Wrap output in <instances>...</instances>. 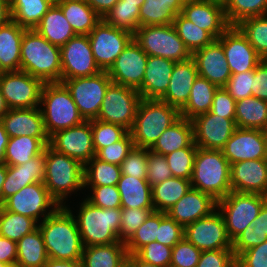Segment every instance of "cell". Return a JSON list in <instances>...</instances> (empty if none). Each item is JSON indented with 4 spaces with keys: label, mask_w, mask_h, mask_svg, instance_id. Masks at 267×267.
Here are the masks:
<instances>
[{
    "label": "cell",
    "mask_w": 267,
    "mask_h": 267,
    "mask_svg": "<svg viewBox=\"0 0 267 267\" xmlns=\"http://www.w3.org/2000/svg\"><path fill=\"white\" fill-rule=\"evenodd\" d=\"M0 267H10V266L0 261Z\"/></svg>",
    "instance_id": "deb4b68c"
},
{
    "label": "cell",
    "mask_w": 267,
    "mask_h": 267,
    "mask_svg": "<svg viewBox=\"0 0 267 267\" xmlns=\"http://www.w3.org/2000/svg\"><path fill=\"white\" fill-rule=\"evenodd\" d=\"M147 153V148H137L134 146L120 165L121 173L131 177L146 179Z\"/></svg>",
    "instance_id": "9f6ffc18"
},
{
    "label": "cell",
    "mask_w": 267,
    "mask_h": 267,
    "mask_svg": "<svg viewBox=\"0 0 267 267\" xmlns=\"http://www.w3.org/2000/svg\"><path fill=\"white\" fill-rule=\"evenodd\" d=\"M133 39L148 56L162 57L174 62L186 61L192 57L173 24L140 26Z\"/></svg>",
    "instance_id": "ba28073f"
},
{
    "label": "cell",
    "mask_w": 267,
    "mask_h": 267,
    "mask_svg": "<svg viewBox=\"0 0 267 267\" xmlns=\"http://www.w3.org/2000/svg\"><path fill=\"white\" fill-rule=\"evenodd\" d=\"M21 70L43 83H61L60 47L34 29H26L21 41Z\"/></svg>",
    "instance_id": "7a4b0ae2"
},
{
    "label": "cell",
    "mask_w": 267,
    "mask_h": 267,
    "mask_svg": "<svg viewBox=\"0 0 267 267\" xmlns=\"http://www.w3.org/2000/svg\"><path fill=\"white\" fill-rule=\"evenodd\" d=\"M44 240L39 227L17 242L15 267H43L48 260Z\"/></svg>",
    "instance_id": "8d00e7d4"
},
{
    "label": "cell",
    "mask_w": 267,
    "mask_h": 267,
    "mask_svg": "<svg viewBox=\"0 0 267 267\" xmlns=\"http://www.w3.org/2000/svg\"><path fill=\"white\" fill-rule=\"evenodd\" d=\"M49 146L85 165L96 154L91 120H84L81 124L55 132L49 137Z\"/></svg>",
    "instance_id": "e0dca14e"
},
{
    "label": "cell",
    "mask_w": 267,
    "mask_h": 267,
    "mask_svg": "<svg viewBox=\"0 0 267 267\" xmlns=\"http://www.w3.org/2000/svg\"><path fill=\"white\" fill-rule=\"evenodd\" d=\"M43 267H83L81 261H66L49 258Z\"/></svg>",
    "instance_id": "753ad0ef"
},
{
    "label": "cell",
    "mask_w": 267,
    "mask_h": 267,
    "mask_svg": "<svg viewBox=\"0 0 267 267\" xmlns=\"http://www.w3.org/2000/svg\"><path fill=\"white\" fill-rule=\"evenodd\" d=\"M267 240V200H265L259 215L232 242L235 258L242 252L257 246Z\"/></svg>",
    "instance_id": "7bdbcfd3"
},
{
    "label": "cell",
    "mask_w": 267,
    "mask_h": 267,
    "mask_svg": "<svg viewBox=\"0 0 267 267\" xmlns=\"http://www.w3.org/2000/svg\"><path fill=\"white\" fill-rule=\"evenodd\" d=\"M229 164L267 159L266 131L237 127L222 149Z\"/></svg>",
    "instance_id": "44dd1931"
},
{
    "label": "cell",
    "mask_w": 267,
    "mask_h": 267,
    "mask_svg": "<svg viewBox=\"0 0 267 267\" xmlns=\"http://www.w3.org/2000/svg\"><path fill=\"white\" fill-rule=\"evenodd\" d=\"M117 188L121 196V208H154L152 187L146 179L122 174Z\"/></svg>",
    "instance_id": "836d02e7"
},
{
    "label": "cell",
    "mask_w": 267,
    "mask_h": 267,
    "mask_svg": "<svg viewBox=\"0 0 267 267\" xmlns=\"http://www.w3.org/2000/svg\"><path fill=\"white\" fill-rule=\"evenodd\" d=\"M2 207L5 210L28 216L38 222L40 216H43L44 220L53 214L60 205L48 192L44 182H36L23 187L20 191L8 197Z\"/></svg>",
    "instance_id": "5bb4252c"
},
{
    "label": "cell",
    "mask_w": 267,
    "mask_h": 267,
    "mask_svg": "<svg viewBox=\"0 0 267 267\" xmlns=\"http://www.w3.org/2000/svg\"><path fill=\"white\" fill-rule=\"evenodd\" d=\"M190 180L171 177L152 186V202L157 212H167L191 188Z\"/></svg>",
    "instance_id": "60d3db41"
},
{
    "label": "cell",
    "mask_w": 267,
    "mask_h": 267,
    "mask_svg": "<svg viewBox=\"0 0 267 267\" xmlns=\"http://www.w3.org/2000/svg\"><path fill=\"white\" fill-rule=\"evenodd\" d=\"M184 238L201 251L232 249L223 215L218 209L185 226Z\"/></svg>",
    "instance_id": "9a60e30c"
},
{
    "label": "cell",
    "mask_w": 267,
    "mask_h": 267,
    "mask_svg": "<svg viewBox=\"0 0 267 267\" xmlns=\"http://www.w3.org/2000/svg\"><path fill=\"white\" fill-rule=\"evenodd\" d=\"M119 0H87L88 5L103 18Z\"/></svg>",
    "instance_id": "2644e50d"
},
{
    "label": "cell",
    "mask_w": 267,
    "mask_h": 267,
    "mask_svg": "<svg viewBox=\"0 0 267 267\" xmlns=\"http://www.w3.org/2000/svg\"><path fill=\"white\" fill-rule=\"evenodd\" d=\"M180 118V111L159 99H142L129 131L137 148L150 149L161 134Z\"/></svg>",
    "instance_id": "277c9868"
},
{
    "label": "cell",
    "mask_w": 267,
    "mask_h": 267,
    "mask_svg": "<svg viewBox=\"0 0 267 267\" xmlns=\"http://www.w3.org/2000/svg\"><path fill=\"white\" fill-rule=\"evenodd\" d=\"M201 250L183 238L172 247L170 267H196Z\"/></svg>",
    "instance_id": "680465c9"
},
{
    "label": "cell",
    "mask_w": 267,
    "mask_h": 267,
    "mask_svg": "<svg viewBox=\"0 0 267 267\" xmlns=\"http://www.w3.org/2000/svg\"><path fill=\"white\" fill-rule=\"evenodd\" d=\"M266 196L257 193L229 192L217 201L223 215L227 234L233 242L259 215Z\"/></svg>",
    "instance_id": "9c48e42d"
},
{
    "label": "cell",
    "mask_w": 267,
    "mask_h": 267,
    "mask_svg": "<svg viewBox=\"0 0 267 267\" xmlns=\"http://www.w3.org/2000/svg\"><path fill=\"white\" fill-rule=\"evenodd\" d=\"M230 26L238 25L249 17L267 15V0H222Z\"/></svg>",
    "instance_id": "bcb514c9"
},
{
    "label": "cell",
    "mask_w": 267,
    "mask_h": 267,
    "mask_svg": "<svg viewBox=\"0 0 267 267\" xmlns=\"http://www.w3.org/2000/svg\"><path fill=\"white\" fill-rule=\"evenodd\" d=\"M197 148V145L193 142L188 147L178 149L165 155L173 177L187 180L191 179Z\"/></svg>",
    "instance_id": "f907efd6"
},
{
    "label": "cell",
    "mask_w": 267,
    "mask_h": 267,
    "mask_svg": "<svg viewBox=\"0 0 267 267\" xmlns=\"http://www.w3.org/2000/svg\"><path fill=\"white\" fill-rule=\"evenodd\" d=\"M171 177H173V175L168 166L166 157L148 149L146 180L150 186L152 187L158 183L164 182Z\"/></svg>",
    "instance_id": "94428289"
},
{
    "label": "cell",
    "mask_w": 267,
    "mask_h": 267,
    "mask_svg": "<svg viewBox=\"0 0 267 267\" xmlns=\"http://www.w3.org/2000/svg\"><path fill=\"white\" fill-rule=\"evenodd\" d=\"M236 258L232 249L202 251L196 267H235Z\"/></svg>",
    "instance_id": "e7e4bbea"
},
{
    "label": "cell",
    "mask_w": 267,
    "mask_h": 267,
    "mask_svg": "<svg viewBox=\"0 0 267 267\" xmlns=\"http://www.w3.org/2000/svg\"><path fill=\"white\" fill-rule=\"evenodd\" d=\"M237 267H267V240L242 252L236 258Z\"/></svg>",
    "instance_id": "03108f58"
},
{
    "label": "cell",
    "mask_w": 267,
    "mask_h": 267,
    "mask_svg": "<svg viewBox=\"0 0 267 267\" xmlns=\"http://www.w3.org/2000/svg\"><path fill=\"white\" fill-rule=\"evenodd\" d=\"M61 82L66 79L93 76L101 72L92 53L88 35H75L60 47Z\"/></svg>",
    "instance_id": "2e32d148"
},
{
    "label": "cell",
    "mask_w": 267,
    "mask_h": 267,
    "mask_svg": "<svg viewBox=\"0 0 267 267\" xmlns=\"http://www.w3.org/2000/svg\"><path fill=\"white\" fill-rule=\"evenodd\" d=\"M255 69L239 74H232L223 88L234 98L235 101L252 96Z\"/></svg>",
    "instance_id": "6125c7cd"
},
{
    "label": "cell",
    "mask_w": 267,
    "mask_h": 267,
    "mask_svg": "<svg viewBox=\"0 0 267 267\" xmlns=\"http://www.w3.org/2000/svg\"><path fill=\"white\" fill-rule=\"evenodd\" d=\"M141 100L142 97L137 89L111 83L105 92L96 119L123 126L130 131Z\"/></svg>",
    "instance_id": "8fae6325"
},
{
    "label": "cell",
    "mask_w": 267,
    "mask_h": 267,
    "mask_svg": "<svg viewBox=\"0 0 267 267\" xmlns=\"http://www.w3.org/2000/svg\"><path fill=\"white\" fill-rule=\"evenodd\" d=\"M48 258L81 261L83 244L77 221L67 206H60L38 224Z\"/></svg>",
    "instance_id": "6da1fadb"
},
{
    "label": "cell",
    "mask_w": 267,
    "mask_h": 267,
    "mask_svg": "<svg viewBox=\"0 0 267 267\" xmlns=\"http://www.w3.org/2000/svg\"><path fill=\"white\" fill-rule=\"evenodd\" d=\"M127 257L126 245L119 241L84 247L81 263L83 267H124Z\"/></svg>",
    "instance_id": "4dcf8cb0"
},
{
    "label": "cell",
    "mask_w": 267,
    "mask_h": 267,
    "mask_svg": "<svg viewBox=\"0 0 267 267\" xmlns=\"http://www.w3.org/2000/svg\"><path fill=\"white\" fill-rule=\"evenodd\" d=\"M9 137H49L45 131L40 107L9 109L0 120Z\"/></svg>",
    "instance_id": "f1b7e54d"
},
{
    "label": "cell",
    "mask_w": 267,
    "mask_h": 267,
    "mask_svg": "<svg viewBox=\"0 0 267 267\" xmlns=\"http://www.w3.org/2000/svg\"><path fill=\"white\" fill-rule=\"evenodd\" d=\"M198 77L195 60L175 62L172 76L165 95L160 99L179 111L186 105L194 80Z\"/></svg>",
    "instance_id": "4316f807"
},
{
    "label": "cell",
    "mask_w": 267,
    "mask_h": 267,
    "mask_svg": "<svg viewBox=\"0 0 267 267\" xmlns=\"http://www.w3.org/2000/svg\"><path fill=\"white\" fill-rule=\"evenodd\" d=\"M194 143L198 148L222 150L237 126L235 119L224 118L210 111L191 120Z\"/></svg>",
    "instance_id": "ac0fdd59"
},
{
    "label": "cell",
    "mask_w": 267,
    "mask_h": 267,
    "mask_svg": "<svg viewBox=\"0 0 267 267\" xmlns=\"http://www.w3.org/2000/svg\"><path fill=\"white\" fill-rule=\"evenodd\" d=\"M133 147V140L130 132H128L121 140L99 149L95 157L104 162L120 166Z\"/></svg>",
    "instance_id": "11a10c76"
},
{
    "label": "cell",
    "mask_w": 267,
    "mask_h": 267,
    "mask_svg": "<svg viewBox=\"0 0 267 267\" xmlns=\"http://www.w3.org/2000/svg\"><path fill=\"white\" fill-rule=\"evenodd\" d=\"M46 166V148L40 155L30 161L15 166H7V174L3 183V203L23 187L36 182H43Z\"/></svg>",
    "instance_id": "484cf974"
},
{
    "label": "cell",
    "mask_w": 267,
    "mask_h": 267,
    "mask_svg": "<svg viewBox=\"0 0 267 267\" xmlns=\"http://www.w3.org/2000/svg\"><path fill=\"white\" fill-rule=\"evenodd\" d=\"M8 110H9V108H8L6 101L4 99V96L2 95L1 90H0V120Z\"/></svg>",
    "instance_id": "b9fcfbb0"
},
{
    "label": "cell",
    "mask_w": 267,
    "mask_h": 267,
    "mask_svg": "<svg viewBox=\"0 0 267 267\" xmlns=\"http://www.w3.org/2000/svg\"><path fill=\"white\" fill-rule=\"evenodd\" d=\"M75 219L84 247L120 241L121 208L103 209L85 199Z\"/></svg>",
    "instance_id": "5b68a950"
},
{
    "label": "cell",
    "mask_w": 267,
    "mask_h": 267,
    "mask_svg": "<svg viewBox=\"0 0 267 267\" xmlns=\"http://www.w3.org/2000/svg\"><path fill=\"white\" fill-rule=\"evenodd\" d=\"M175 62L157 56H148L142 86L138 89L142 99H161L169 86Z\"/></svg>",
    "instance_id": "83f0119b"
},
{
    "label": "cell",
    "mask_w": 267,
    "mask_h": 267,
    "mask_svg": "<svg viewBox=\"0 0 267 267\" xmlns=\"http://www.w3.org/2000/svg\"><path fill=\"white\" fill-rule=\"evenodd\" d=\"M90 189L93 194L86 199L93 205L103 209L121 208V196L117 185L90 186Z\"/></svg>",
    "instance_id": "be15d7a7"
},
{
    "label": "cell",
    "mask_w": 267,
    "mask_h": 267,
    "mask_svg": "<svg viewBox=\"0 0 267 267\" xmlns=\"http://www.w3.org/2000/svg\"><path fill=\"white\" fill-rule=\"evenodd\" d=\"M48 42L58 47L65 45L76 34L61 8L54 3L35 29Z\"/></svg>",
    "instance_id": "1f68e13d"
},
{
    "label": "cell",
    "mask_w": 267,
    "mask_h": 267,
    "mask_svg": "<svg viewBox=\"0 0 267 267\" xmlns=\"http://www.w3.org/2000/svg\"><path fill=\"white\" fill-rule=\"evenodd\" d=\"M217 208V200L198 189L190 190L167 212L172 219L183 227L210 215Z\"/></svg>",
    "instance_id": "d4e9b609"
},
{
    "label": "cell",
    "mask_w": 267,
    "mask_h": 267,
    "mask_svg": "<svg viewBox=\"0 0 267 267\" xmlns=\"http://www.w3.org/2000/svg\"><path fill=\"white\" fill-rule=\"evenodd\" d=\"M184 238V227L178 224L165 212H160V224L156 241L168 247H173Z\"/></svg>",
    "instance_id": "91938a15"
},
{
    "label": "cell",
    "mask_w": 267,
    "mask_h": 267,
    "mask_svg": "<svg viewBox=\"0 0 267 267\" xmlns=\"http://www.w3.org/2000/svg\"><path fill=\"white\" fill-rule=\"evenodd\" d=\"M127 265L129 267H159L140 260L135 254H128Z\"/></svg>",
    "instance_id": "11e5206c"
},
{
    "label": "cell",
    "mask_w": 267,
    "mask_h": 267,
    "mask_svg": "<svg viewBox=\"0 0 267 267\" xmlns=\"http://www.w3.org/2000/svg\"><path fill=\"white\" fill-rule=\"evenodd\" d=\"M190 182L217 201L231 192L230 164L223 151L197 148Z\"/></svg>",
    "instance_id": "3957f363"
},
{
    "label": "cell",
    "mask_w": 267,
    "mask_h": 267,
    "mask_svg": "<svg viewBox=\"0 0 267 267\" xmlns=\"http://www.w3.org/2000/svg\"><path fill=\"white\" fill-rule=\"evenodd\" d=\"M173 26L191 54L216 40L209 32L193 24L181 13L175 17Z\"/></svg>",
    "instance_id": "f6af8a7d"
},
{
    "label": "cell",
    "mask_w": 267,
    "mask_h": 267,
    "mask_svg": "<svg viewBox=\"0 0 267 267\" xmlns=\"http://www.w3.org/2000/svg\"><path fill=\"white\" fill-rule=\"evenodd\" d=\"M43 85L22 70L0 73V90L9 109L40 107Z\"/></svg>",
    "instance_id": "7c38bea8"
},
{
    "label": "cell",
    "mask_w": 267,
    "mask_h": 267,
    "mask_svg": "<svg viewBox=\"0 0 267 267\" xmlns=\"http://www.w3.org/2000/svg\"><path fill=\"white\" fill-rule=\"evenodd\" d=\"M140 8L136 4L123 3L119 0L102 18L108 25L135 34L139 28Z\"/></svg>",
    "instance_id": "c3c4849f"
},
{
    "label": "cell",
    "mask_w": 267,
    "mask_h": 267,
    "mask_svg": "<svg viewBox=\"0 0 267 267\" xmlns=\"http://www.w3.org/2000/svg\"><path fill=\"white\" fill-rule=\"evenodd\" d=\"M252 96L267 102V60H262L255 68Z\"/></svg>",
    "instance_id": "a7ac6f4b"
},
{
    "label": "cell",
    "mask_w": 267,
    "mask_h": 267,
    "mask_svg": "<svg viewBox=\"0 0 267 267\" xmlns=\"http://www.w3.org/2000/svg\"><path fill=\"white\" fill-rule=\"evenodd\" d=\"M148 55L132 39L107 71L112 83L139 89L142 86Z\"/></svg>",
    "instance_id": "d6986e66"
},
{
    "label": "cell",
    "mask_w": 267,
    "mask_h": 267,
    "mask_svg": "<svg viewBox=\"0 0 267 267\" xmlns=\"http://www.w3.org/2000/svg\"><path fill=\"white\" fill-rule=\"evenodd\" d=\"M9 20H11L9 0H0V26L6 24Z\"/></svg>",
    "instance_id": "34e18365"
},
{
    "label": "cell",
    "mask_w": 267,
    "mask_h": 267,
    "mask_svg": "<svg viewBox=\"0 0 267 267\" xmlns=\"http://www.w3.org/2000/svg\"><path fill=\"white\" fill-rule=\"evenodd\" d=\"M49 145V137H11L6 146L5 164L21 165L44 152Z\"/></svg>",
    "instance_id": "d590c367"
},
{
    "label": "cell",
    "mask_w": 267,
    "mask_h": 267,
    "mask_svg": "<svg viewBox=\"0 0 267 267\" xmlns=\"http://www.w3.org/2000/svg\"><path fill=\"white\" fill-rule=\"evenodd\" d=\"M10 17L19 26L35 29L55 0H10Z\"/></svg>",
    "instance_id": "ab89813d"
},
{
    "label": "cell",
    "mask_w": 267,
    "mask_h": 267,
    "mask_svg": "<svg viewBox=\"0 0 267 267\" xmlns=\"http://www.w3.org/2000/svg\"><path fill=\"white\" fill-rule=\"evenodd\" d=\"M6 174H7V165L5 163L0 164V207H2V205H3L2 187H3V183L5 181V178H6Z\"/></svg>",
    "instance_id": "2a66077c"
},
{
    "label": "cell",
    "mask_w": 267,
    "mask_h": 267,
    "mask_svg": "<svg viewBox=\"0 0 267 267\" xmlns=\"http://www.w3.org/2000/svg\"><path fill=\"white\" fill-rule=\"evenodd\" d=\"M61 83L70 92L83 119L92 120L98 117L105 92L112 80L107 71H101L93 76L66 79Z\"/></svg>",
    "instance_id": "30bf717a"
},
{
    "label": "cell",
    "mask_w": 267,
    "mask_h": 267,
    "mask_svg": "<svg viewBox=\"0 0 267 267\" xmlns=\"http://www.w3.org/2000/svg\"><path fill=\"white\" fill-rule=\"evenodd\" d=\"M181 14L216 40L230 27L222 0H185Z\"/></svg>",
    "instance_id": "7402d4cb"
},
{
    "label": "cell",
    "mask_w": 267,
    "mask_h": 267,
    "mask_svg": "<svg viewBox=\"0 0 267 267\" xmlns=\"http://www.w3.org/2000/svg\"><path fill=\"white\" fill-rule=\"evenodd\" d=\"M38 227L37 222L25 215L0 207V235L18 242L23 236Z\"/></svg>",
    "instance_id": "7dc6e473"
},
{
    "label": "cell",
    "mask_w": 267,
    "mask_h": 267,
    "mask_svg": "<svg viewBox=\"0 0 267 267\" xmlns=\"http://www.w3.org/2000/svg\"><path fill=\"white\" fill-rule=\"evenodd\" d=\"M40 109L47 135L81 124L84 119L66 87L58 83H44L41 91Z\"/></svg>",
    "instance_id": "52a82bcc"
},
{
    "label": "cell",
    "mask_w": 267,
    "mask_h": 267,
    "mask_svg": "<svg viewBox=\"0 0 267 267\" xmlns=\"http://www.w3.org/2000/svg\"><path fill=\"white\" fill-rule=\"evenodd\" d=\"M185 0H145L140 7L139 27L169 25L183 9Z\"/></svg>",
    "instance_id": "e575fe53"
},
{
    "label": "cell",
    "mask_w": 267,
    "mask_h": 267,
    "mask_svg": "<svg viewBox=\"0 0 267 267\" xmlns=\"http://www.w3.org/2000/svg\"><path fill=\"white\" fill-rule=\"evenodd\" d=\"M84 188L86 186L117 185L122 173L120 166L104 162L95 156L84 165Z\"/></svg>",
    "instance_id": "ee69618b"
},
{
    "label": "cell",
    "mask_w": 267,
    "mask_h": 267,
    "mask_svg": "<svg viewBox=\"0 0 267 267\" xmlns=\"http://www.w3.org/2000/svg\"><path fill=\"white\" fill-rule=\"evenodd\" d=\"M160 224V212H152L136 233L125 244L128 254H136L143 246L156 241Z\"/></svg>",
    "instance_id": "f5cc1de1"
},
{
    "label": "cell",
    "mask_w": 267,
    "mask_h": 267,
    "mask_svg": "<svg viewBox=\"0 0 267 267\" xmlns=\"http://www.w3.org/2000/svg\"><path fill=\"white\" fill-rule=\"evenodd\" d=\"M63 2H87V0H55V3H63Z\"/></svg>",
    "instance_id": "979ff035"
},
{
    "label": "cell",
    "mask_w": 267,
    "mask_h": 267,
    "mask_svg": "<svg viewBox=\"0 0 267 267\" xmlns=\"http://www.w3.org/2000/svg\"><path fill=\"white\" fill-rule=\"evenodd\" d=\"M195 60L198 76L223 87L231 77L229 65L222 45L215 40L192 54Z\"/></svg>",
    "instance_id": "cb8c5ba5"
},
{
    "label": "cell",
    "mask_w": 267,
    "mask_h": 267,
    "mask_svg": "<svg viewBox=\"0 0 267 267\" xmlns=\"http://www.w3.org/2000/svg\"><path fill=\"white\" fill-rule=\"evenodd\" d=\"M84 165L76 159L59 153L46 146V166L44 185L51 196L65 206L68 194L84 188Z\"/></svg>",
    "instance_id": "8992f818"
},
{
    "label": "cell",
    "mask_w": 267,
    "mask_h": 267,
    "mask_svg": "<svg viewBox=\"0 0 267 267\" xmlns=\"http://www.w3.org/2000/svg\"><path fill=\"white\" fill-rule=\"evenodd\" d=\"M234 192L267 194V159L244 160L230 165Z\"/></svg>",
    "instance_id": "603a6c76"
},
{
    "label": "cell",
    "mask_w": 267,
    "mask_h": 267,
    "mask_svg": "<svg viewBox=\"0 0 267 267\" xmlns=\"http://www.w3.org/2000/svg\"><path fill=\"white\" fill-rule=\"evenodd\" d=\"M25 30L13 20L0 26V73L21 70V41Z\"/></svg>",
    "instance_id": "f546056e"
},
{
    "label": "cell",
    "mask_w": 267,
    "mask_h": 267,
    "mask_svg": "<svg viewBox=\"0 0 267 267\" xmlns=\"http://www.w3.org/2000/svg\"><path fill=\"white\" fill-rule=\"evenodd\" d=\"M154 211V208H121L119 240L126 244Z\"/></svg>",
    "instance_id": "db71d44e"
},
{
    "label": "cell",
    "mask_w": 267,
    "mask_h": 267,
    "mask_svg": "<svg viewBox=\"0 0 267 267\" xmlns=\"http://www.w3.org/2000/svg\"><path fill=\"white\" fill-rule=\"evenodd\" d=\"M236 101L223 88H218L213 97L210 112L224 118L235 119Z\"/></svg>",
    "instance_id": "003e7915"
},
{
    "label": "cell",
    "mask_w": 267,
    "mask_h": 267,
    "mask_svg": "<svg viewBox=\"0 0 267 267\" xmlns=\"http://www.w3.org/2000/svg\"><path fill=\"white\" fill-rule=\"evenodd\" d=\"M145 0H123V3L136 4L137 7H141Z\"/></svg>",
    "instance_id": "09005b40"
},
{
    "label": "cell",
    "mask_w": 267,
    "mask_h": 267,
    "mask_svg": "<svg viewBox=\"0 0 267 267\" xmlns=\"http://www.w3.org/2000/svg\"><path fill=\"white\" fill-rule=\"evenodd\" d=\"M217 41L224 49L232 74L253 70L263 60L237 26H230Z\"/></svg>",
    "instance_id": "ffe728a7"
},
{
    "label": "cell",
    "mask_w": 267,
    "mask_h": 267,
    "mask_svg": "<svg viewBox=\"0 0 267 267\" xmlns=\"http://www.w3.org/2000/svg\"><path fill=\"white\" fill-rule=\"evenodd\" d=\"M91 129L95 152L121 140L129 132L123 126L103 122L98 119L91 120Z\"/></svg>",
    "instance_id": "816d5d0a"
},
{
    "label": "cell",
    "mask_w": 267,
    "mask_h": 267,
    "mask_svg": "<svg viewBox=\"0 0 267 267\" xmlns=\"http://www.w3.org/2000/svg\"><path fill=\"white\" fill-rule=\"evenodd\" d=\"M9 139L10 137L6 132L4 125L0 121V164L5 163V151Z\"/></svg>",
    "instance_id": "8c879c8a"
},
{
    "label": "cell",
    "mask_w": 267,
    "mask_h": 267,
    "mask_svg": "<svg viewBox=\"0 0 267 267\" xmlns=\"http://www.w3.org/2000/svg\"><path fill=\"white\" fill-rule=\"evenodd\" d=\"M235 123L239 128L267 131V102L255 96L236 101Z\"/></svg>",
    "instance_id": "74e56055"
},
{
    "label": "cell",
    "mask_w": 267,
    "mask_h": 267,
    "mask_svg": "<svg viewBox=\"0 0 267 267\" xmlns=\"http://www.w3.org/2000/svg\"><path fill=\"white\" fill-rule=\"evenodd\" d=\"M236 26L247 37L257 54L267 60V15L245 18Z\"/></svg>",
    "instance_id": "681fc988"
},
{
    "label": "cell",
    "mask_w": 267,
    "mask_h": 267,
    "mask_svg": "<svg viewBox=\"0 0 267 267\" xmlns=\"http://www.w3.org/2000/svg\"><path fill=\"white\" fill-rule=\"evenodd\" d=\"M88 38L98 67L108 71L133 39V34L101 20L88 34Z\"/></svg>",
    "instance_id": "4fadbf2b"
},
{
    "label": "cell",
    "mask_w": 267,
    "mask_h": 267,
    "mask_svg": "<svg viewBox=\"0 0 267 267\" xmlns=\"http://www.w3.org/2000/svg\"><path fill=\"white\" fill-rule=\"evenodd\" d=\"M140 260L159 267H170L172 247L153 241L143 246L136 254Z\"/></svg>",
    "instance_id": "6f0895ef"
},
{
    "label": "cell",
    "mask_w": 267,
    "mask_h": 267,
    "mask_svg": "<svg viewBox=\"0 0 267 267\" xmlns=\"http://www.w3.org/2000/svg\"><path fill=\"white\" fill-rule=\"evenodd\" d=\"M218 88L214 83L198 76L194 80L188 102L180 110V117L192 120L200 114L209 112Z\"/></svg>",
    "instance_id": "f35d334b"
},
{
    "label": "cell",
    "mask_w": 267,
    "mask_h": 267,
    "mask_svg": "<svg viewBox=\"0 0 267 267\" xmlns=\"http://www.w3.org/2000/svg\"><path fill=\"white\" fill-rule=\"evenodd\" d=\"M194 142L191 120L180 117L169 128L164 130L154 145L149 149L160 155H167L190 146Z\"/></svg>",
    "instance_id": "d6a6232c"
},
{
    "label": "cell",
    "mask_w": 267,
    "mask_h": 267,
    "mask_svg": "<svg viewBox=\"0 0 267 267\" xmlns=\"http://www.w3.org/2000/svg\"><path fill=\"white\" fill-rule=\"evenodd\" d=\"M17 242L0 235V261L10 267L16 266Z\"/></svg>",
    "instance_id": "89a4df30"
},
{
    "label": "cell",
    "mask_w": 267,
    "mask_h": 267,
    "mask_svg": "<svg viewBox=\"0 0 267 267\" xmlns=\"http://www.w3.org/2000/svg\"><path fill=\"white\" fill-rule=\"evenodd\" d=\"M76 35H88L102 18L87 2L56 3Z\"/></svg>",
    "instance_id": "b9f144b4"
}]
</instances>
